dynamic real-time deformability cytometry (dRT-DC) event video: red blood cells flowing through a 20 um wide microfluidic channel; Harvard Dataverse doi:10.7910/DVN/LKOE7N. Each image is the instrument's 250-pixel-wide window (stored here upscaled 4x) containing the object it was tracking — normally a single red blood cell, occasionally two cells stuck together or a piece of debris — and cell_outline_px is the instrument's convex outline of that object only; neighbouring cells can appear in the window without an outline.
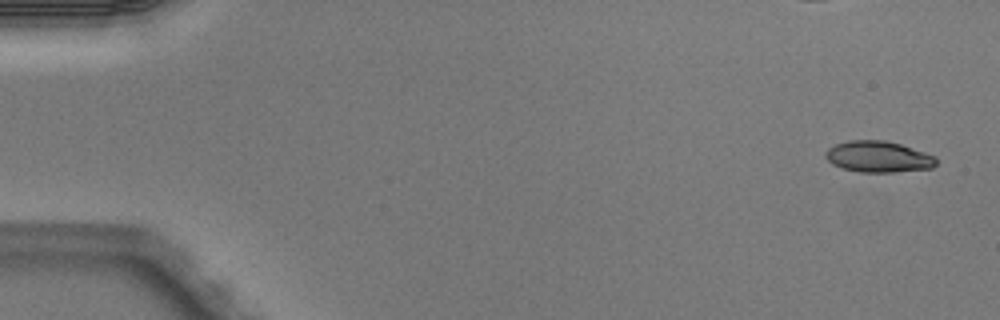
{"species": "Egyptian fruit bat (a non-hibernating species)", "species_latin": "Rousettus aegyptiacus", "temperature_condition": "warm", "stored_images_in_passage": 4, "camera_frame_rate_fps": 3000, "um_per_image_px": 0.085, "animal": {"sex": "male"}, "frame": {"image": 1, "passage_image": 1, "time_ms": 0.0, "image_size_px": [1000, 320], "cell_outline_px": [[936, 164], [932, 168], [896, 172], [860, 172], [840, 168], [832, 164], [824, 156], [824, 152], [828, 148], [836, 144], [848, 140], [884, 140], [900, 144], [936, 156]], "centroid_in_image_um": [74.63, 13.32], "position_along_channel_um": 10.4, "area_um2": 20.23}}